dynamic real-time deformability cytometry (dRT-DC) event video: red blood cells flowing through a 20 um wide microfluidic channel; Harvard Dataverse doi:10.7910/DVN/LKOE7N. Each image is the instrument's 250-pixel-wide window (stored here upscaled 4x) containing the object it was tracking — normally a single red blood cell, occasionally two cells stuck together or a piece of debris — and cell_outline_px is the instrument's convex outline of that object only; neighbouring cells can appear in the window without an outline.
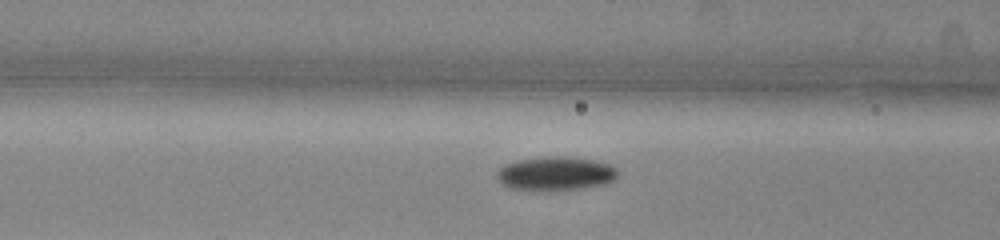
{"species": "common noctule bat (a hibernating species)", "species_latin": "Nyctalus noctula", "temperature_condition": "warm", "stored_images_in_passage": 15, "camera_frame_rate_fps": 3000, "um_per_image_px": 0.085, "animal": {"sex": "male", "body_mass_g": 13.0, "forearm_length_mm": 53.1}, "frame": {"image": 1, "passage_image": 13, "time_ms": 4.0, "image_size_px": [1000, 240], "cell_outline_px": [[616, 176], [612, 180], [604, 184], [584, 188], [512, 188], [504, 184], [496, 176], [496, 172], [504, 164], [516, 160], [544, 156], [564, 156], [592, 160], [612, 164], [616, 168]], "centroid_in_image_um": [47.23, 14.7], "position_along_channel_um": 119.4, "area_um2": 23.06}}